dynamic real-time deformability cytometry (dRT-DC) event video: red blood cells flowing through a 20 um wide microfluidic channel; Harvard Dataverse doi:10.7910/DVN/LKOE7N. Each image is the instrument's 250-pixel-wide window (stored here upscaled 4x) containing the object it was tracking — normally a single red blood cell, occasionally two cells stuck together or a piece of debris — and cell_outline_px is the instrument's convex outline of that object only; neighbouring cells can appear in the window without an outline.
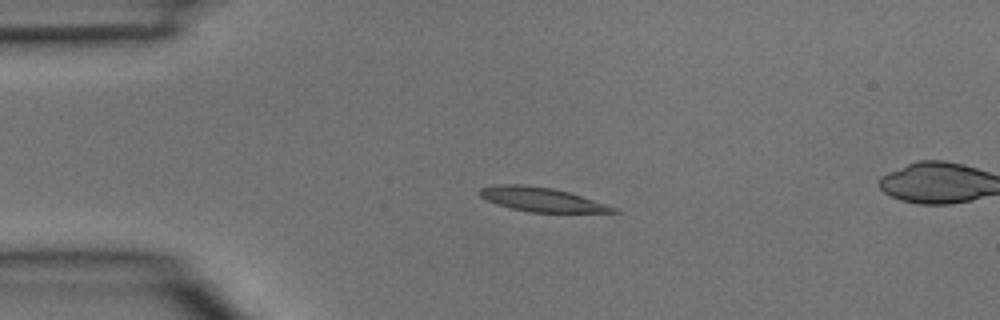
{"species": "common noctule bat (a hibernating species)", "species_latin": "Nyctalus noctula", "temperature_condition": "room temperature", "stored_images_in_passage": 5, "camera_frame_rate_fps": 3000, "um_per_image_px": 0.085, "animal": {"sex": "male", "body_mass_g": 15.6}, "frame": {"image": 1, "passage_image": 3, "time_ms": 0.667, "image_size_px": [1000, 320], "cell_outline_px": [[620, 212], [528, 212], [496, 204], [480, 196], [476, 192], [480, 188], [500, 184], [524, 184], [552, 188], [568, 192], [616, 208]], "centroid_in_image_um": [45.95, 16.94], "position_along_channel_um": 39.1, "area_um2": 18.44}}